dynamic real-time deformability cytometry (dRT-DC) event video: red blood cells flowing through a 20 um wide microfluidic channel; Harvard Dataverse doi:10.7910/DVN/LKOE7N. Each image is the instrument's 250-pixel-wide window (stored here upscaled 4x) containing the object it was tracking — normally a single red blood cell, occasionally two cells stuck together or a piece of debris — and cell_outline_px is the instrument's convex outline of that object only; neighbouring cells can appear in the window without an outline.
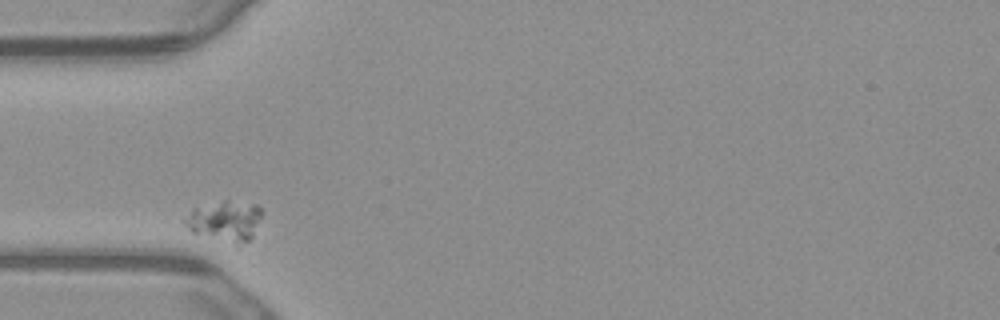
{"species": "common noctule bat (a hibernating species)", "species_latin": "Nyctalus noctula", "temperature_condition": "warm", "stored_images_in_passage": 2, "camera_frame_rate_fps": 3000, "um_per_image_px": 0.085, "animal": {"sex": "male", "body_mass_g": 23.1, "forearm_length_mm": 52.7}, "frame": {"image": 1, "passage_image": 1, "time_ms": 0.0, "image_size_px": [1000, 320], "cell_outline_px": [[260, 216], [252, 240], [236, 248], [192, 232], [180, 220], [196, 208], [224, 200], [228, 200], [260, 204]], "centroid_in_image_um": [19.14, 18.85], "position_along_channel_um": 65.9, "area_um2": 18.79}}
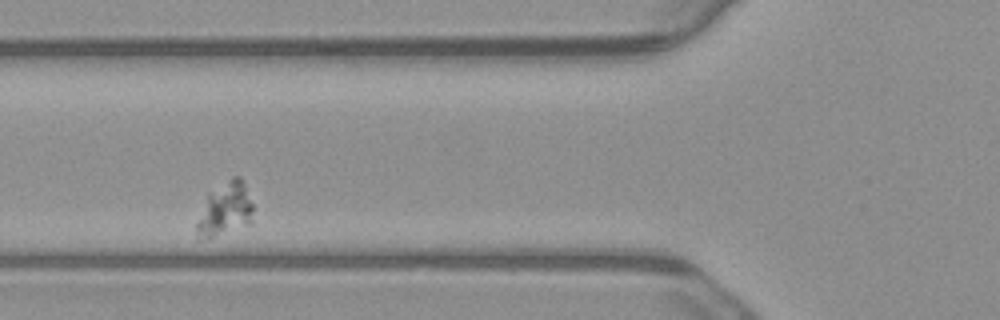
{"frame": {"image": 2, "passage_image": 2, "time_ms": 0.333, "image_size_px": [1000, 320], "cell_outline_px": [[252, 224], [212, 236], [196, 240], [196, 224], [208, 192], [232, 176], [240, 176], [244, 184], [252, 204]], "centroid_in_image_um": [19.12, 17.78], "position_along_channel_um": 106.7, "area_um2": 17.46}}